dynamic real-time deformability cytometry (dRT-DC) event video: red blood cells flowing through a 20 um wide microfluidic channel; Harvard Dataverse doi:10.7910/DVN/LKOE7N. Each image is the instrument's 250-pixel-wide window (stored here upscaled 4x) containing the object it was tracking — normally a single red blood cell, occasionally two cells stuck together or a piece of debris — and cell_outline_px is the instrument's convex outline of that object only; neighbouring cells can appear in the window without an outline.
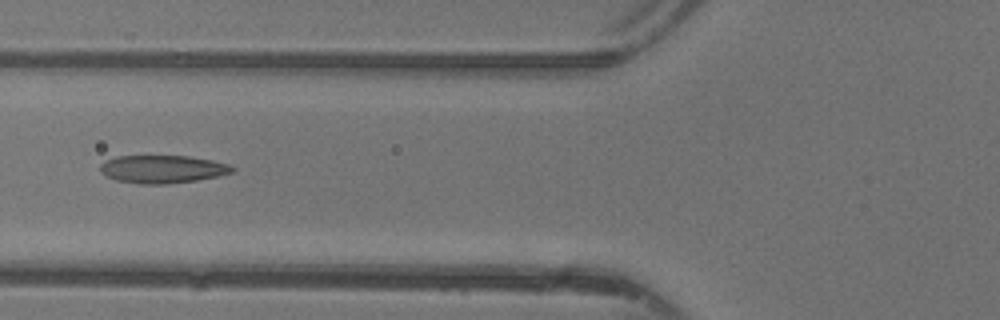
{"species": "common noctule bat (a hibernating species)", "species_latin": "Nyctalus noctula", "temperature_condition": "warm", "stored_images_in_passage": 48, "camera_frame_rate_fps": 3000, "um_per_image_px": 0.085, "animal": {"sex": "female"}, "frame": {"image": 1, "passage_image": 19, "time_ms": 6.0, "image_size_px": [1000, 320], "cell_outline_px": [[236, 172], [196, 180], [168, 184], [136, 184], [116, 180], [100, 172], [100, 164], [104, 160], [116, 156], [188, 156], [212, 160], [228, 164], [236, 168]], "centroid_in_image_um": [13.8, 14.38], "position_along_channel_um": 112.0, "area_um2": 21.62}}
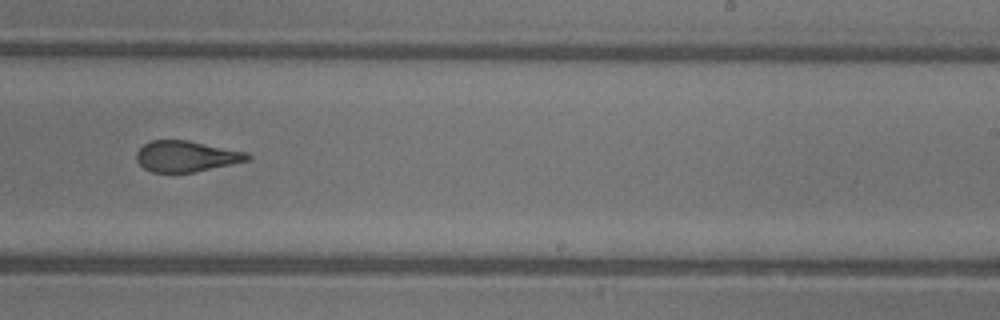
{"frame": {"image": 2, "passage_image": 30, "time_ms": 9.667, "image_size_px": [1000, 320], "cell_outline_px": [[252, 156], [248, 160], [196, 172], [152, 172], [144, 168], [136, 160], [136, 152], [144, 144], [152, 140], [188, 140], [244, 152]], "centroid_in_image_um": [15.79, 13.28], "position_along_channel_um": 273.2, "area_um2": 19.77}}
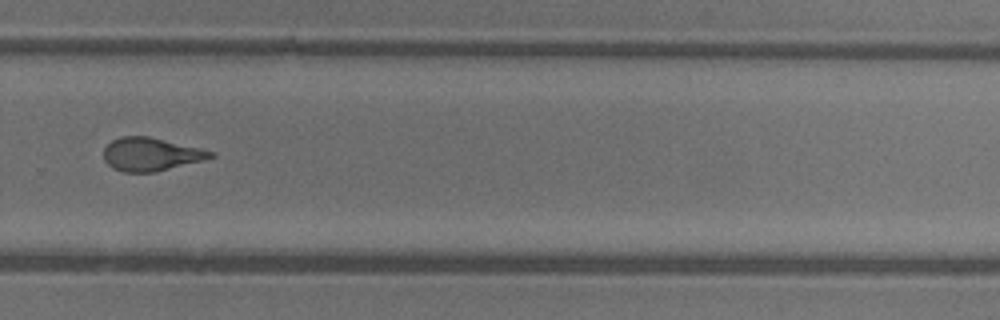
{"frame": {"image": 3, "passage_image": 33, "time_ms": 10.667, "image_size_px": [1000, 320], "cell_outline_px": [[216, 156], [204, 160], [156, 172], [124, 172], [112, 168], [104, 160], [104, 148], [112, 140], [124, 136], [148, 136], [200, 148], [212, 152]], "centroid_in_image_um": [12.81, 13.12], "position_along_channel_um": 317.0, "area_um2": 20.58}}